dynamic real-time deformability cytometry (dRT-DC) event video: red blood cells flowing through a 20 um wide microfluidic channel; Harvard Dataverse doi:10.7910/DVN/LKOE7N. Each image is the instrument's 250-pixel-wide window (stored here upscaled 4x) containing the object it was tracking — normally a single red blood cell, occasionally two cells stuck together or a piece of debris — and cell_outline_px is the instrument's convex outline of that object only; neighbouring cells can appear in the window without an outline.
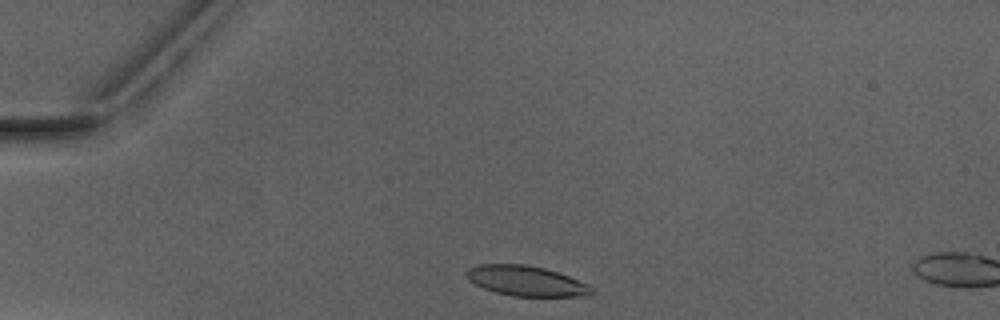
{"species": "Egyptian fruit bat (a non-hibernating species)", "species_latin": "Rousettus aegyptiacus", "temperature_condition": "warm", "stored_images_in_passage": 2, "camera_frame_rate_fps": 3000, "um_per_image_px": 0.085, "animal": {"sex": "male"}, "frame": {"image": 1, "passage_image": 1, "time_ms": 0.0, "image_size_px": [1000, 320], "cell_outline_px": [[596, 292], [592, 296], [512, 296], [496, 292], [484, 288], [468, 280], [464, 276], [464, 272], [468, 268], [476, 264], [528, 264], [544, 268], [568, 276], [588, 284]], "centroid_in_image_um": [44.71, 23.87], "position_along_channel_um": 40.3, "area_um2": 22.2}}